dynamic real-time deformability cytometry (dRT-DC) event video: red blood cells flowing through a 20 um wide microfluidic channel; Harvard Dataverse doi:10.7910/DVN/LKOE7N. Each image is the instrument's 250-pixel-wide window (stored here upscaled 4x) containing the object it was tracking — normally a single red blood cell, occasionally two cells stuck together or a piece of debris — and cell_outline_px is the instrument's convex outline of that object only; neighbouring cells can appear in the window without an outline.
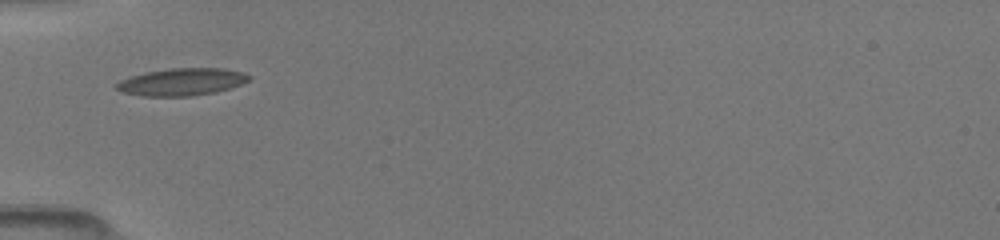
{"species": "common noctule bat (a hibernating species)", "species_latin": "Nyctalus noctula", "temperature_condition": "room temperature", "stored_images_in_passage": 30, "camera_frame_rate_fps": 3000, "um_per_image_px": 0.085, "animal": {"sex": "female", "body_mass_g": 19.5, "forearm_length_mm": 54.1}, "frame": {"image": 1, "passage_image": 1, "time_ms": 0.0, "image_size_px": [1000, 240], "cell_outline_px": [[252, 76], [248, 80], [232, 88], [216, 92], [192, 96], [140, 96], [120, 92], [116, 88], [116, 84], [120, 80], [144, 72], [172, 68], [224, 68], [244, 72]], "centroid_in_image_um": [15.46, 6.96], "position_along_channel_um": 69.5, "area_um2": 21.27}}
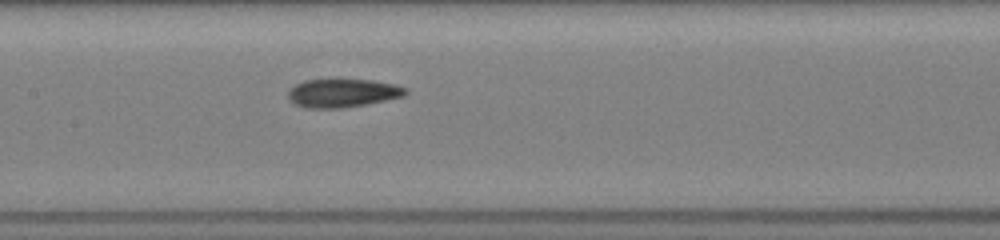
{"frame": {"image": 2, "passage_image": 13, "time_ms": 2.667, "image_size_px": [1000, 240], "cell_outline_px": [[408, 92], [404, 96], [344, 108], [304, 108], [288, 100], [288, 88], [304, 80], [336, 76], [372, 80], [396, 84], [408, 88]], "centroid_in_image_um": [29.08, 7.85], "position_along_channel_um": 178.3, "area_um2": 20.46}}
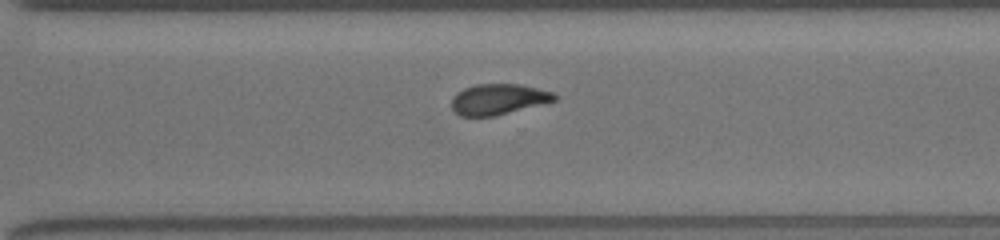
{"frame": {"image": 3, "passage_image": 30, "time_ms": 6.333, "image_size_px": [1000, 240], "cell_outline_px": [[560, 96], [556, 100], [496, 116], [460, 116], [452, 108], [452, 96], [456, 92], [464, 88], [476, 84], [520, 84], [552, 92]], "centroid_in_image_um": [42.35, 8.43], "position_along_channel_um": 328.3, "area_um2": 18.44}}